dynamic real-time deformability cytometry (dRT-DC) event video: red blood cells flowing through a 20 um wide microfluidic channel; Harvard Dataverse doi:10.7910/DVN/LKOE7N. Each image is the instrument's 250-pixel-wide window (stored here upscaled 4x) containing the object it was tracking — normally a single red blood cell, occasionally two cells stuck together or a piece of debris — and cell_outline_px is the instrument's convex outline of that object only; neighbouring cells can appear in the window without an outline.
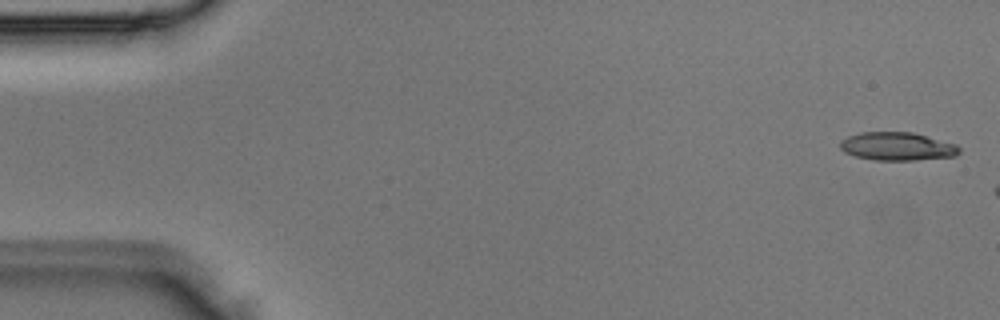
{"species": "Egyptian fruit bat (a non-hibernating species)", "species_latin": "Rousettus aegyptiacus", "temperature_condition": "room temperature", "stored_images_in_passage": 4, "camera_frame_rate_fps": 3000, "um_per_image_px": 0.085, "animal": {"sex": "male"}, "frame": {"image": 1, "passage_image": 4, "time_ms": 1.0, "image_size_px": [1000, 320], "cell_outline_px": [[960, 152], [956, 156], [916, 160], [876, 160], [856, 156], [844, 152], [840, 148], [840, 140], [848, 136], [860, 132], [912, 132], [956, 144], [960, 148]], "centroid_in_image_um": [76.26, 12.44], "position_along_channel_um": 8.7, "area_um2": 19.59}}